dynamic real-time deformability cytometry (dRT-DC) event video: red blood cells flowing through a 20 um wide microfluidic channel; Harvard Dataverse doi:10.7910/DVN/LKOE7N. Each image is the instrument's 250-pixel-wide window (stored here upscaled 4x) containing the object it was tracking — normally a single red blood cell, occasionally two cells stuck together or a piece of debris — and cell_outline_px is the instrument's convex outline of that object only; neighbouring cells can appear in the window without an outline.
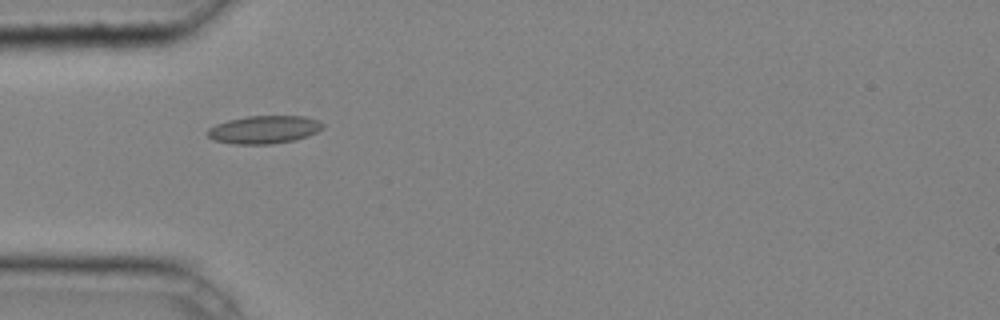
{"species": "common noctule bat (a hibernating species)", "species_latin": "Nyctalus noctula", "temperature_condition": "cold", "stored_images_in_passage": 28, "camera_frame_rate_fps": 3000, "um_per_image_px": 0.085, "animal": {"sex": "male", "body_mass_g": 20.4}, "frame": {"image": 1, "passage_image": 1, "time_ms": 0.0, "image_size_px": [1000, 320], "cell_outline_px": [[324, 128], [308, 136], [292, 140], [272, 144], [232, 144], [212, 140], [204, 132], [208, 128], [216, 124], [228, 120], [248, 116], [304, 116], [316, 120], [324, 124]], "centroid_in_image_um": [22.4, 11.02], "position_along_channel_um": 62.6, "area_um2": 18.84}}
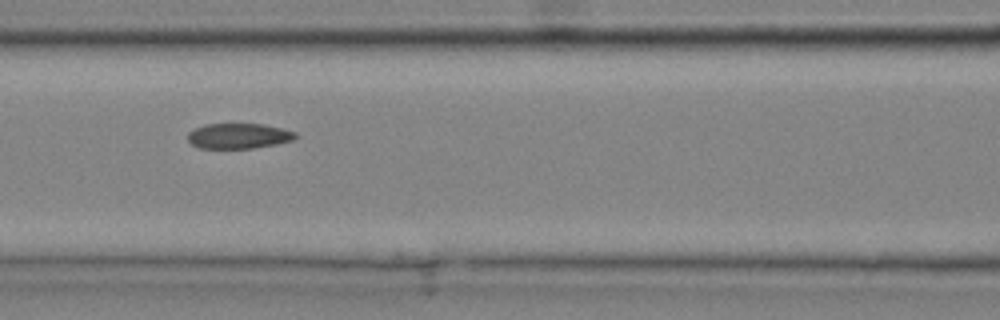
{"frame": {"image": 2, "passage_image": 7, "time_ms": 2.0, "image_size_px": [1000, 320], "cell_outline_px": [[296, 136], [292, 140], [276, 144], [252, 148], [200, 148], [192, 144], [188, 140], [188, 132], [204, 124], [260, 124], [280, 128], [296, 132]], "centroid_in_image_um": [20.25, 11.55], "position_along_channel_um": 146.3, "area_um2": 15.66}}
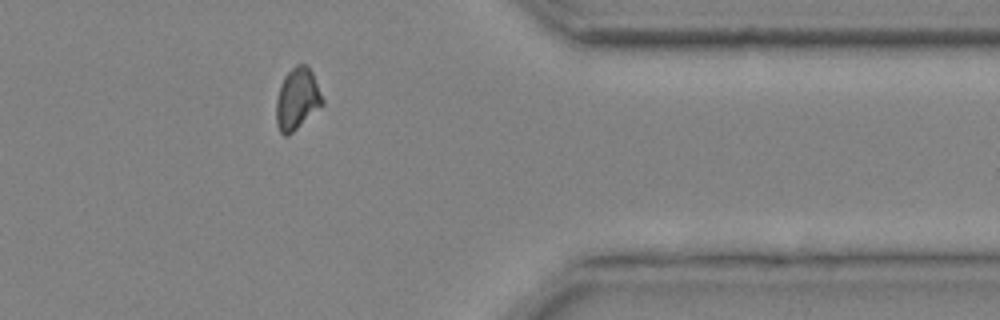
{"frame": {"image": 3, "passage_image": 25, "time_ms": 8.0, "image_size_px": [1000, 320], "cell_outline_px": [[324, 104], [288, 136], [284, 136], [280, 132], [276, 124], [276, 100], [280, 84], [284, 76], [296, 64], [308, 64], [312, 72], [324, 100]], "centroid_in_image_um": [25.25, 8.4], "position_along_channel_um": 386.1, "area_um2": 16.7}, "authors_computed_cell_mechanics": {"area_um2": 16.5886, "velocity_mm_per_s": 4.259, "shape_relaxation_time_tau1_ms": null, "shape_relaxation_time_tau2_ms": 2.9234, "deformation_change_tau1": null, "deformation_change_tau2": 0.0716}}